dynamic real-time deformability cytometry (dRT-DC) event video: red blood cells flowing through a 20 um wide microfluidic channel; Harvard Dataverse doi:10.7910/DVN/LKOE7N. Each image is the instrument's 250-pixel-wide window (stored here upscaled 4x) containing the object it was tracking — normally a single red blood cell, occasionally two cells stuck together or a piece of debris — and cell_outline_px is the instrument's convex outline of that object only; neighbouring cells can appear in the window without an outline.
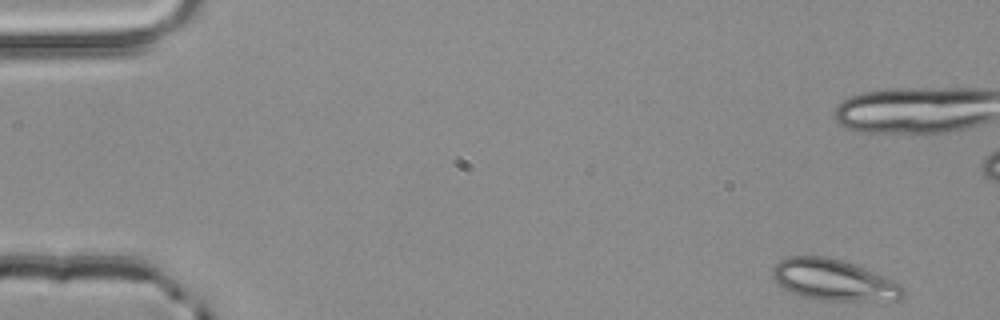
{"species": "common noctule bat (a hibernating species)", "species_latin": "Nyctalus noctula", "temperature_condition": "room temperature", "stored_images_in_passage": 4, "camera_frame_rate_fps": 3000, "um_per_image_px": 0.085, "animal": {"sex": "male", "body_mass_g": 20.4}, "frame": {"image": 1, "passage_image": 1, "time_ms": 0.0, "image_size_px": [1000, 320], "cell_outline_px": [[904, 296], [900, 300], [824, 300], [800, 296], [784, 288], [772, 276], [772, 268], [780, 260], [788, 256], [824, 256], [840, 260], [888, 276], [900, 284], [904, 288]], "centroid_in_image_um": [70.9, 23.79], "position_along_channel_um": 14.1, "area_um2": 31.15}}